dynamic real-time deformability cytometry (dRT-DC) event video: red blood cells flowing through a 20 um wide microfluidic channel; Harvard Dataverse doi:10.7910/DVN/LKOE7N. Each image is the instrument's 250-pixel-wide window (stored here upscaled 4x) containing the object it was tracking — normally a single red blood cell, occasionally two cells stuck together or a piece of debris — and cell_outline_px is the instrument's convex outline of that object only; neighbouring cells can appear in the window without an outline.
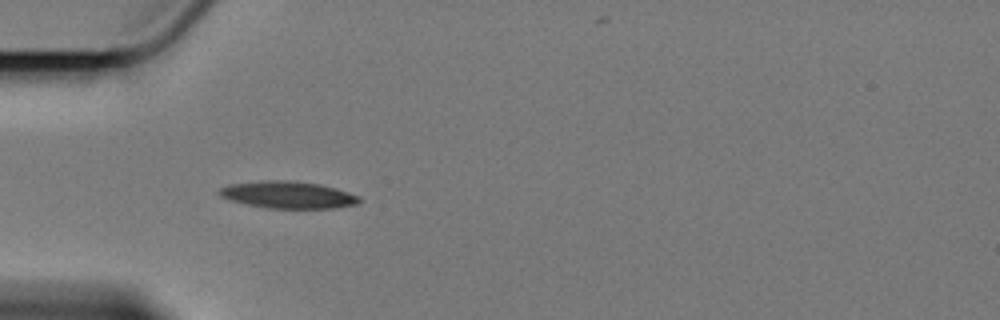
{"species": "Egyptian fruit bat (a non-hibernating species)", "species_latin": "Rousettus aegyptiacus", "temperature_condition": "cold", "stored_images_in_passage": 21, "camera_frame_rate_fps": 3000, "um_per_image_px": 0.085, "animal": {"sex": "female"}, "frame": {"image": 1, "passage_image": 7, "time_ms": 2.0, "image_size_px": [1000, 320], "cell_outline_px": [[360, 200], [356, 204], [336, 208], [268, 208], [248, 204], [232, 200], [220, 196], [216, 192], [220, 188], [232, 184], [272, 180], [276, 180], [320, 184], [336, 188], [360, 196]], "centroid_in_image_um": [24.51, 16.57], "position_along_channel_um": 60.5, "area_um2": 21.62}}